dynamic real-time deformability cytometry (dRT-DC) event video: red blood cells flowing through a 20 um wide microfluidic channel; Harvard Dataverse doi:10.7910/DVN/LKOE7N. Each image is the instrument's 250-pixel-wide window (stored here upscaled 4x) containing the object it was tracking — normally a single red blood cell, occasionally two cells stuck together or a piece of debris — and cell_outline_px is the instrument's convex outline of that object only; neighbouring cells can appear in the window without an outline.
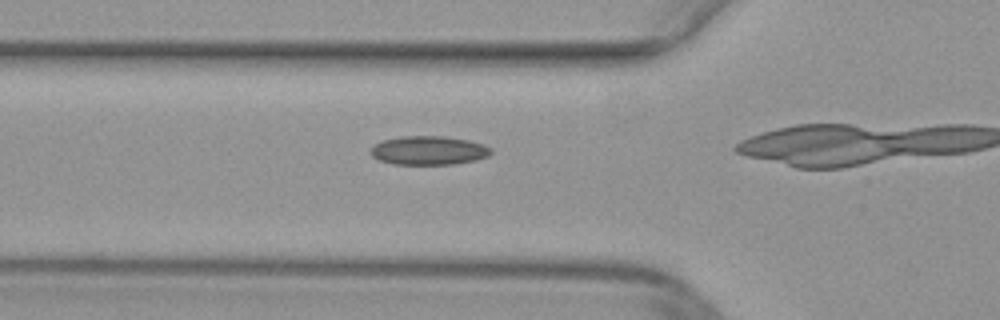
{"species": "common noctule bat (a hibernating species)", "species_latin": "Nyctalus noctula", "temperature_condition": "warm", "stored_images_in_passage": 16, "camera_frame_rate_fps": 3000, "um_per_image_px": 0.085, "animal": {"sex": "female", "body_mass_g": 29.2, "forearm_length_mm": 56.3}, "frame": {"image": 1, "passage_image": 13, "time_ms": 4.0, "image_size_px": [1000, 320], "cell_outline_px": [[492, 152], [488, 156], [476, 160], [452, 164], [392, 164], [380, 160], [372, 156], [372, 148], [380, 140], [400, 136], [444, 136], [468, 140], [484, 144], [492, 148]], "centroid_in_image_um": [36.46, 12.78], "position_along_channel_um": 89.3, "area_um2": 20.23}}